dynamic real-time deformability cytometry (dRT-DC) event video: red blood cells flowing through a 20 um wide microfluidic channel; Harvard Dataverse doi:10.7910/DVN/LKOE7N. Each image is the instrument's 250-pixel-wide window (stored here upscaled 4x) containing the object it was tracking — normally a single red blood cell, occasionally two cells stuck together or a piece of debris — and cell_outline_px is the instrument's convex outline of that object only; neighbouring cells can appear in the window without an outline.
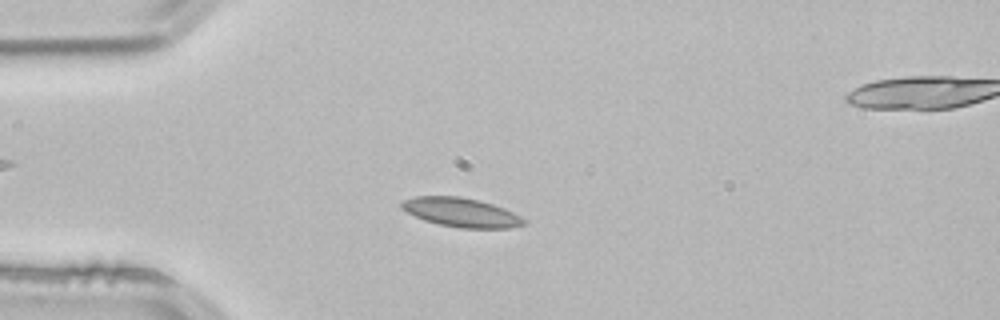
{"species": "common noctule bat (a hibernating species)", "species_latin": "Nyctalus noctula", "temperature_condition": "room temperature", "stored_images_in_passage": 4, "segment_of_instrument_passage": [1, 2], "camera_frame_rate_fps": 3000, "um_per_image_px": 0.085, "animal": {"sex": "male", "body_mass_g": 21.5, "forearm_length_mm": 52.0}, "frame": {"image": 1, "passage_image": 3, "time_ms": 0.667, "image_size_px": [1000, 320], "cell_outline_px": [[528, 224], [512, 228], [460, 228], [440, 224], [424, 220], [400, 208], [400, 204], [404, 200], [416, 196], [460, 196], [492, 204], [504, 208], [528, 220]], "centroid_in_image_um": [39.25, 18.06], "position_along_channel_um": 45.8, "area_um2": 20.69}}